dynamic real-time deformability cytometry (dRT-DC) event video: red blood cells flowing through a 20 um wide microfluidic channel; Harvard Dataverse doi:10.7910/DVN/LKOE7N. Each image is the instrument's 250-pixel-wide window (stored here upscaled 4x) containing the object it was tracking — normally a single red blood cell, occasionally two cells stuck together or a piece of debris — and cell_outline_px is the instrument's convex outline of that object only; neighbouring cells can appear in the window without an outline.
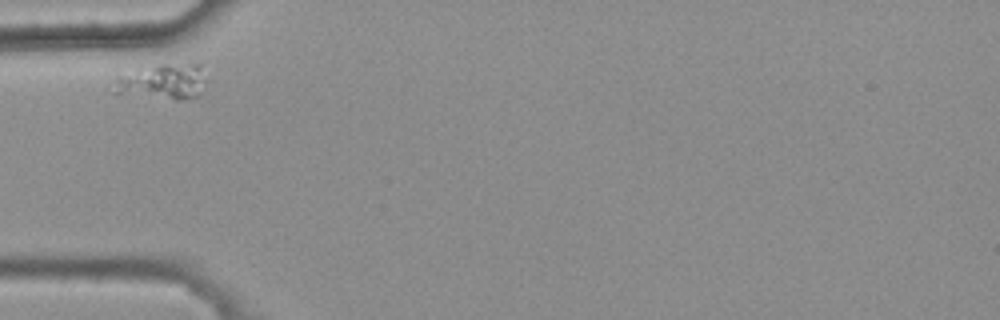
{"species": "common noctule bat (a hibernating species)", "species_latin": "Nyctalus noctula", "temperature_condition": "warm", "stored_images_in_passage": 4, "camera_frame_rate_fps": 3000, "um_per_image_px": 0.085, "animal": {"sex": "female", "body_mass_g": 25.1}, "frame": {"image": 1, "passage_image": 1, "time_ms": 0.0, "image_size_px": [1000, 320], "cell_outline_px": [[204, 80], [200, 96], [180, 100], [176, 100], [116, 96], [112, 92], [116, 76], [160, 64], [192, 60], [196, 60], [200, 64]], "centroid_in_image_um": [13.79, 6.95], "position_along_channel_um": 71.2, "area_um2": 20.17}}
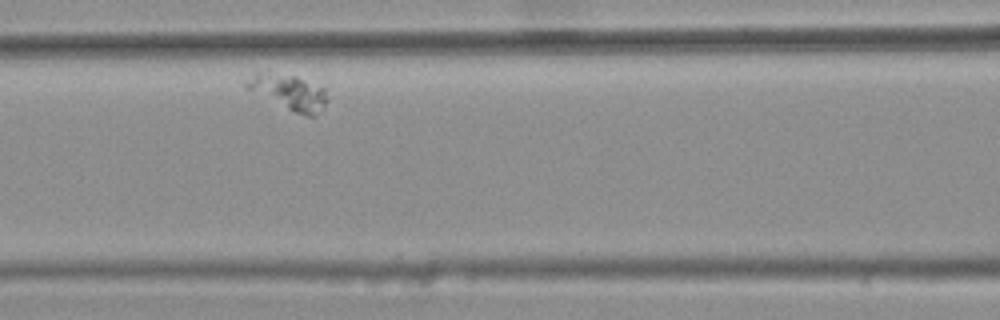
{"frame": {"image": 2, "passage_image": 3, "time_ms": 0.667, "image_size_px": [1000, 320], "cell_outline_px": [[328, 100], [316, 116], [308, 116], [296, 112], [244, 88], [240, 80], [256, 72], [260, 72], [296, 76], [324, 88]], "centroid_in_image_um": [24.47, 7.8], "position_along_channel_um": 142.1, "area_um2": 16.53}}
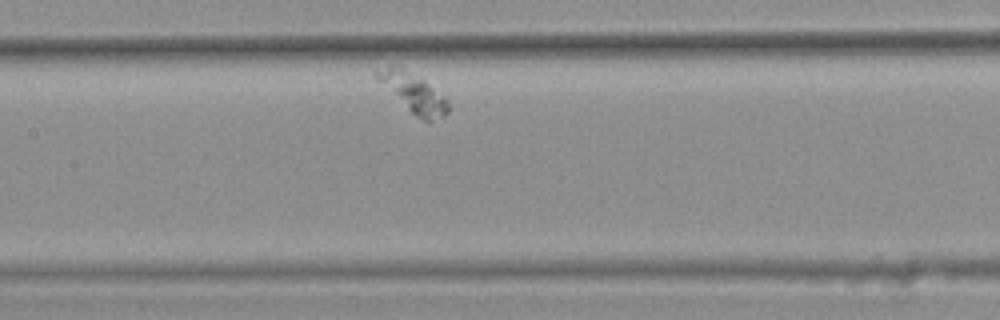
{"frame": {"image": 3, "passage_image": 4, "time_ms": 1.0, "image_size_px": [1000, 320], "cell_outline_px": [[448, 112], [444, 116], [432, 120], [424, 120], [416, 116], [376, 80], [372, 76], [372, 72], [388, 64], [400, 68], [424, 80], [444, 96], [448, 100]], "centroid_in_image_um": [35.08, 7.86], "position_along_channel_um": 172.3, "area_um2": 15.9}}